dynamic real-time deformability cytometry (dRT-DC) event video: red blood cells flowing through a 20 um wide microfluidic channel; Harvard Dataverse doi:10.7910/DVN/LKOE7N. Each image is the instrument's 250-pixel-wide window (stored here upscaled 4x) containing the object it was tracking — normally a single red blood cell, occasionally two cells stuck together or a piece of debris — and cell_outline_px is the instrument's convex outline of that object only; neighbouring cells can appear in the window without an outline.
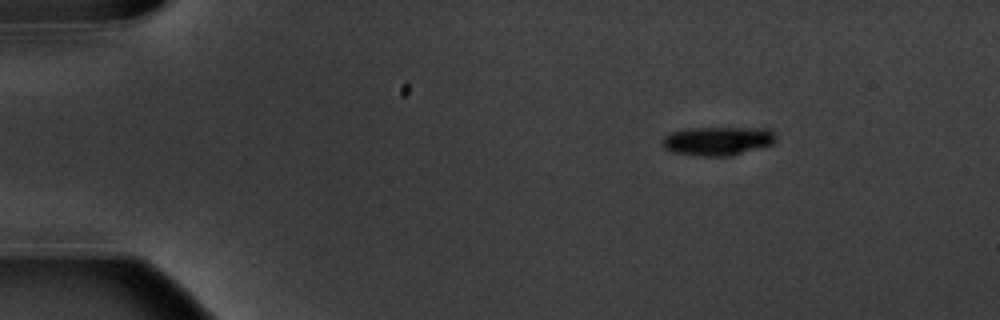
{"species": "common noctule bat (a hibernating species)", "species_latin": "Nyctalus noctula", "temperature_condition": "warm", "stored_images_in_passage": 4, "camera_frame_rate_fps": 3000, "um_per_image_px": 0.085, "animal": {"sex": "male", "body_mass_g": 20.1, "forearm_length_mm": 53.5}, "frame": {"image": 1, "passage_image": 2, "time_ms": 1.333, "image_size_px": [1000, 320], "cell_outline_px": [[776, 140], [772, 144], [732, 156], [700, 156], [672, 152], [664, 148], [660, 144], [660, 140], [664, 136], [672, 132], [688, 128], [768, 128], [776, 136]], "centroid_in_image_um": [60.97, 11.98], "position_along_channel_um": 24.0, "area_um2": 19.19}}
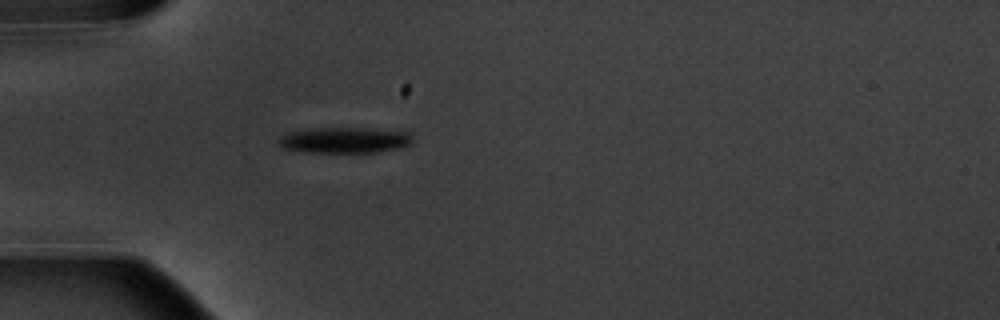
{"frame": {"image": 2, "passage_image": 4, "time_ms": 4.333, "image_size_px": [1000, 320], "cell_outline_px": [[412, 144], [404, 148], [380, 152], [304, 152], [284, 148], [276, 140], [280, 136], [288, 132], [312, 128], [364, 128], [408, 132], [412, 136]], "centroid_in_image_um": [29.32, 11.92], "position_along_channel_um": 55.7, "area_um2": 20.35}}